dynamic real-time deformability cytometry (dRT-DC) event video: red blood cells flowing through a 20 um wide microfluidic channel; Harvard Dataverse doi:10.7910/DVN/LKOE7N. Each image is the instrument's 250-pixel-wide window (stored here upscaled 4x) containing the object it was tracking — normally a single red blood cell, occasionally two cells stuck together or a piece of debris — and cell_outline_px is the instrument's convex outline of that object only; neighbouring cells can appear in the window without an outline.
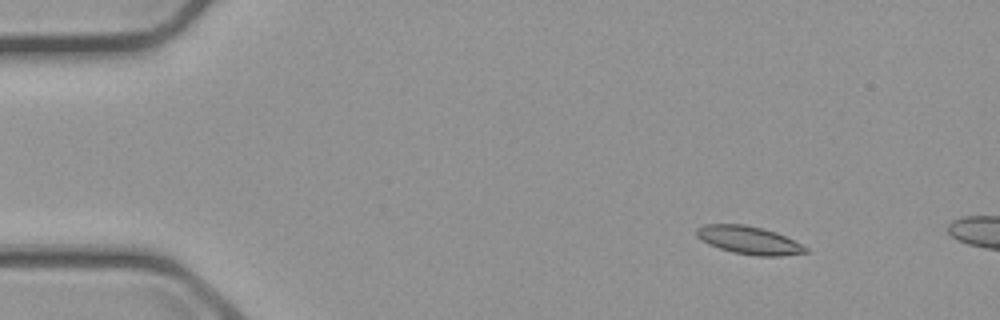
{"species": "common noctule bat (a hibernating species)", "species_latin": "Nyctalus noctula", "temperature_condition": "cold", "stored_images_in_passage": 4, "camera_frame_rate_fps": 3000, "um_per_image_px": 0.085, "animal": {"sex": "male", "body_mass_g": 23.1, "forearm_length_mm": 52.7}, "frame": {"image": 1, "passage_image": 2, "time_ms": 1.333, "image_size_px": [1000, 320], "cell_outline_px": [[808, 252], [780, 256], [756, 256], [732, 252], [708, 244], [700, 240], [696, 236], [696, 228], [704, 224], [744, 224], [776, 232], [808, 248]], "centroid_in_image_um": [63.61, 20.41], "position_along_channel_um": 21.4, "area_um2": 17.69}}